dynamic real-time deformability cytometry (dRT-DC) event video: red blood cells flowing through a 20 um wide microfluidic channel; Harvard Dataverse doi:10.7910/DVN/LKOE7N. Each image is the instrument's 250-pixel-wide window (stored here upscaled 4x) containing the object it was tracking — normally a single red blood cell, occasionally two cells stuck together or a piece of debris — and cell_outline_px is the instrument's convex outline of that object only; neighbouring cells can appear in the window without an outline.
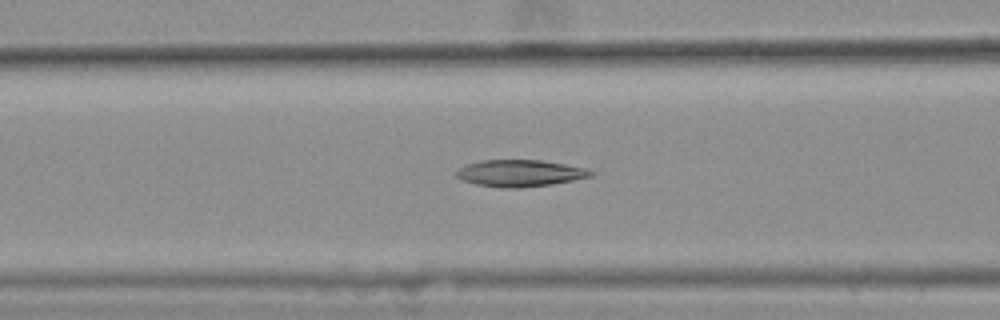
{"species": "common noctule bat (a hibernating species)", "species_latin": "Nyctalus noctula", "temperature_condition": "warm", "stored_images_in_passage": 48, "camera_frame_rate_fps": 3000, "um_per_image_px": 0.085, "animal": {"sex": "female", "body_mass_g": 25.1}, "frame": {"image": 1, "passage_image": 21, "time_ms": 6.667, "image_size_px": [1000, 320], "cell_outline_px": [[596, 172], [592, 176], [552, 184], [520, 188], [500, 188], [476, 184], [464, 180], [456, 176], [452, 172], [468, 164], [480, 160], [540, 160], [564, 164], [584, 168]], "centroid_in_image_um": [44.17, 14.72], "position_along_channel_um": 122.4, "area_um2": 20.92}}
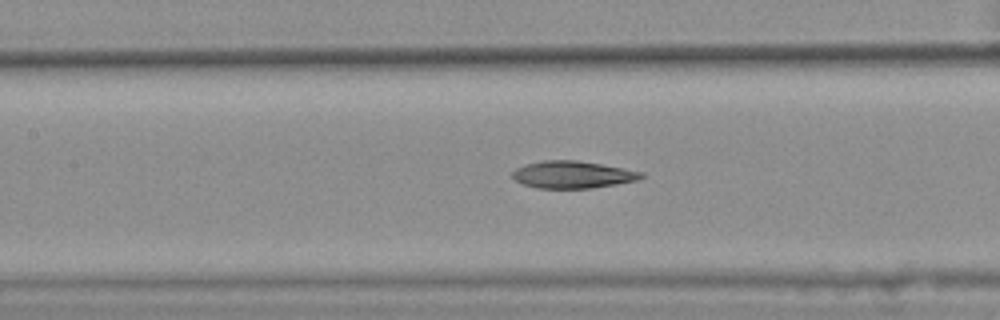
{"frame": {"image": 2, "passage_image": 24, "time_ms": 7.667, "image_size_px": [1000, 320], "cell_outline_px": [[644, 176], [636, 180], [616, 184], [592, 188], [536, 188], [524, 184], [516, 180], [512, 176], [512, 172], [516, 168], [524, 164], [544, 160], [576, 160], [600, 164], [644, 172]], "centroid_in_image_um": [48.65, 14.84], "position_along_channel_um": 158.8, "area_um2": 20.29}}
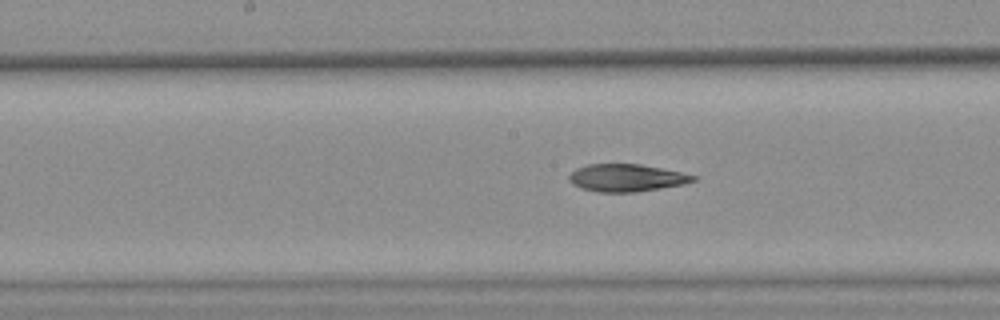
{"frame": {"image": 3, "passage_image": 27, "time_ms": 8.667, "image_size_px": [1000, 320], "cell_outline_px": [[700, 176], [696, 180], [684, 184], [636, 192], [596, 192], [580, 188], [572, 184], [568, 180], [568, 176], [576, 168], [588, 164], [640, 164]], "centroid_in_image_um": [53.24, 15.12], "position_along_channel_um": 195.0, "area_um2": 19.94}, "authors_computed_cell_mechanics": {"area_um2": 20.8369, "velocity_mm_per_s": 3.6288, "shape_relaxation_time_tau1_ms": null, "shape_relaxation_time_tau2_ms": 2.9084, "deformation_change_tau1": null, "deformation_change_tau2": 0.1115}}